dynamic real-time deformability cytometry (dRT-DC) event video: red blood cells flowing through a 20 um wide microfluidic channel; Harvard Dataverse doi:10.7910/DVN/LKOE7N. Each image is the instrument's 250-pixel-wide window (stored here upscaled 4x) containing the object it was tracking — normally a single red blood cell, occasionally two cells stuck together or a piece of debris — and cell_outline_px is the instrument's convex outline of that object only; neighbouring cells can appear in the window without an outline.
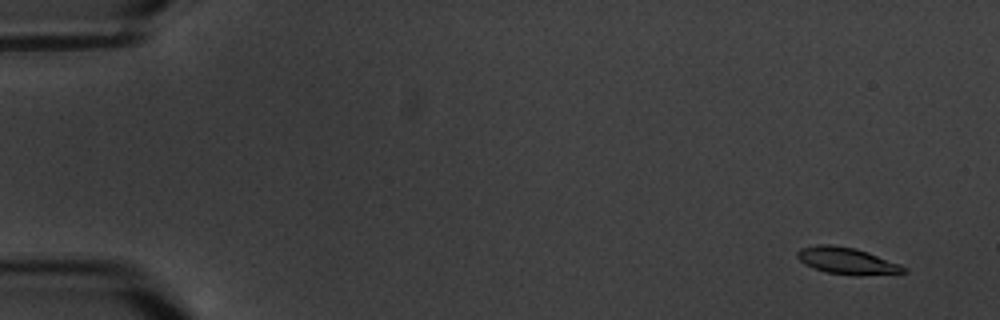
{"species": "common noctule bat (a hibernating species)", "species_latin": "Nyctalus noctula", "temperature_condition": "warm", "stored_images_in_passage": 9, "camera_frame_rate_fps": 3000, "um_per_image_px": 0.085, "animal": {"sex": "male", "body_mass_g": 20.1, "forearm_length_mm": 53.5}, "frame": {"image": 1, "passage_image": 2, "time_ms": 1.0, "image_size_px": [1000, 320], "cell_outline_px": [[908, 272], [860, 276], [856, 276], [828, 272], [804, 264], [796, 256], [796, 252], [800, 248], [816, 244], [828, 244], [856, 248], [868, 252], [900, 264], [908, 268]], "centroid_in_image_um": [72.01, 22.17], "position_along_channel_um": 13.0, "area_um2": 16.65}}
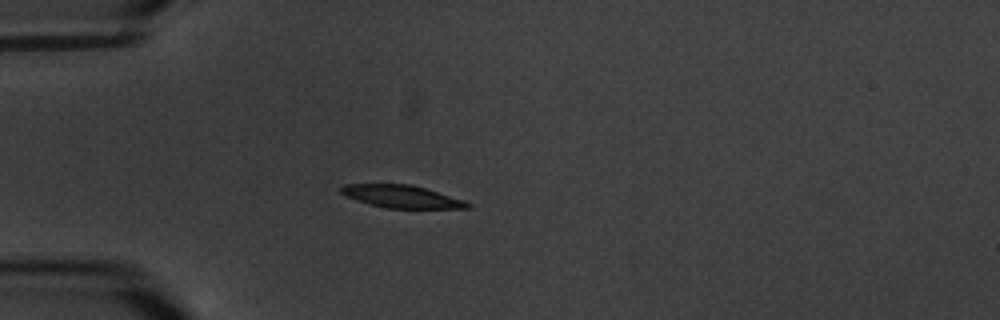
{"frame": {"image": 2, "passage_image": 6, "time_ms": 5.667, "image_size_px": [1000, 320], "cell_outline_px": [[472, 204], [468, 208], [388, 208], [368, 204], [356, 200], [340, 192], [340, 188], [344, 184], [408, 184], [424, 188], [464, 200]], "centroid_in_image_um": [34.12, 16.7], "position_along_channel_um": 50.9, "area_um2": 16.42}}